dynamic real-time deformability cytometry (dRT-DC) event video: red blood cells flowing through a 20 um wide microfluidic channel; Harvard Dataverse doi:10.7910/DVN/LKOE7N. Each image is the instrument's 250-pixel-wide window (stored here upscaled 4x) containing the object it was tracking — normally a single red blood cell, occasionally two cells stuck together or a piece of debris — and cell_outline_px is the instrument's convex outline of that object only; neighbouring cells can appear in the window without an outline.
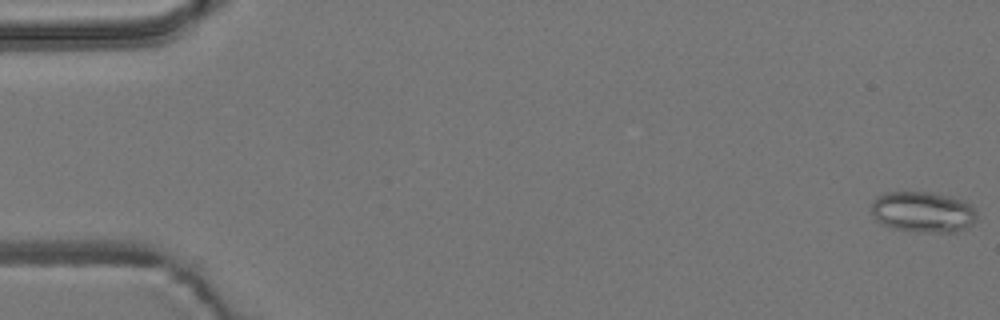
{"species": "common noctule bat (a hibernating species)", "species_latin": "Nyctalus noctula", "temperature_condition": "room temperature", "stored_images_in_passage": 6, "camera_frame_rate_fps": 3000, "um_per_image_px": 0.085, "animal": {"sex": "male", "body_mass_g": 19.2, "forearm_length_mm": 51.8}, "frame": {"image": 1, "passage_image": 1, "time_ms": 0.0, "image_size_px": [1000, 320], "cell_outline_px": [[976, 220], [968, 228], [956, 232], [920, 232], [896, 228], [880, 224], [876, 220], [872, 212], [872, 200], [876, 196], [884, 192], [932, 192], [964, 200], [972, 204], [976, 212]], "centroid_in_image_um": [78.47, 18.01], "position_along_channel_um": 6.5, "area_um2": 25.37}}
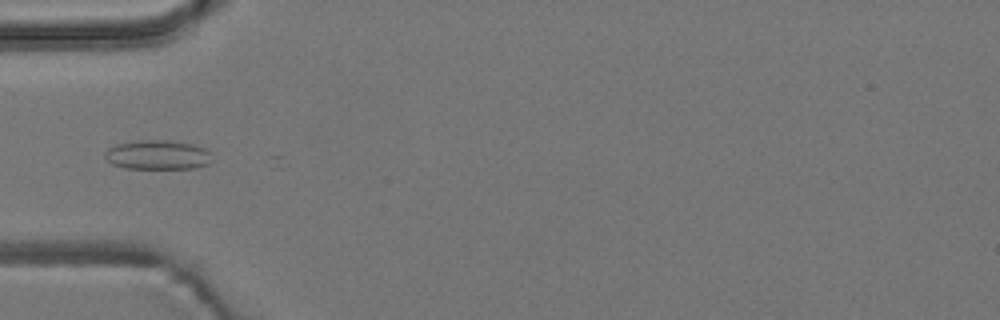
{"frame": {"image": 2, "passage_image": 5, "time_ms": 5.667, "image_size_px": [1000, 320], "cell_outline_px": [[212, 160], [208, 164], [196, 168], [124, 168], [112, 164], [104, 156], [104, 152], [108, 148], [116, 144], [140, 140], [168, 140], [192, 144], [204, 148], [208, 152]], "centroid_in_image_um": [13.38, 13.16], "position_along_channel_um": 71.6, "area_um2": 18.26}}